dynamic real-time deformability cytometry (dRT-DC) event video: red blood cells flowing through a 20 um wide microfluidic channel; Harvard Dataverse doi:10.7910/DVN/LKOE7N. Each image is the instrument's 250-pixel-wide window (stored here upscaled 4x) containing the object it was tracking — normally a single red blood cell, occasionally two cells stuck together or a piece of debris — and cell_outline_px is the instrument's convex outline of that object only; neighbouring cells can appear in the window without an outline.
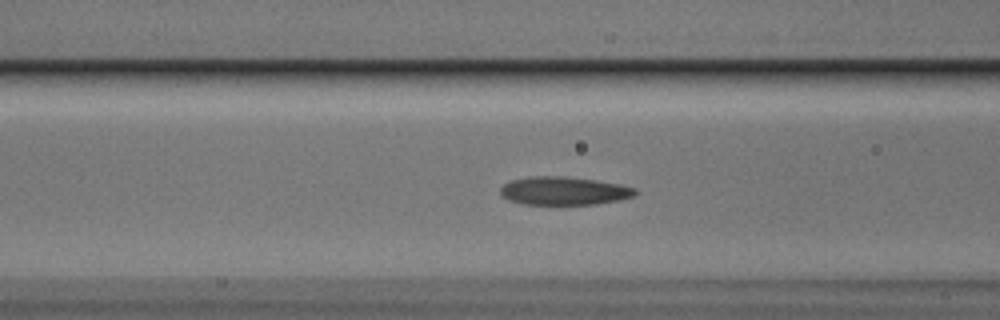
{"species": "Egyptian fruit bat (a non-hibernating species)", "species_latin": "Rousettus aegyptiacus", "temperature_condition": "cold", "stored_images_in_passage": 55, "camera_frame_rate_fps": 3000, "um_per_image_px": 0.085, "animal": {"sex": "male"}, "frame": {"image": 1, "passage_image": 21, "time_ms": 6.667, "image_size_px": [1000, 320], "cell_outline_px": [[640, 192], [636, 196], [620, 200], [596, 204], [524, 204], [508, 200], [500, 196], [500, 188], [504, 184], [512, 180], [532, 176], [560, 176], [596, 180], [620, 184], [636, 188]], "centroid_in_image_um": [47.97, 16.23], "position_along_channel_um": 118.6, "area_um2": 22.37}}
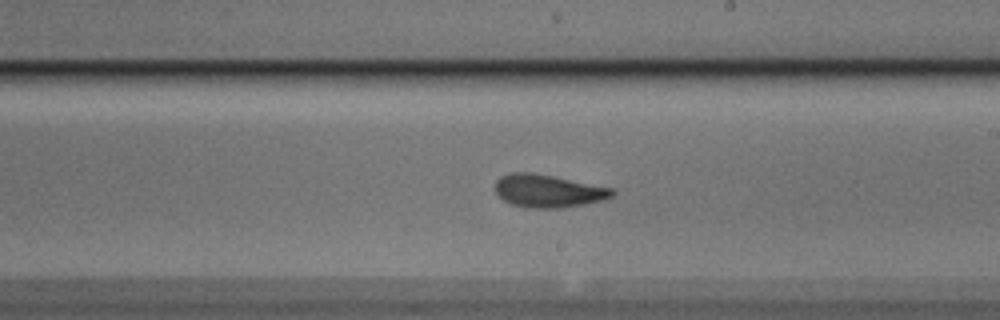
{"frame": {"image": 2, "passage_image": 31, "time_ms": 10.0, "image_size_px": [1000, 320], "cell_outline_px": [[616, 192], [612, 196], [604, 200], [584, 204], [560, 208], [528, 208], [512, 204], [504, 200], [496, 192], [496, 180], [500, 176], [512, 172], [532, 172], [612, 188]], "centroid_in_image_um": [46.59, 16.23], "position_along_channel_um": 242.4, "area_um2": 22.25}}
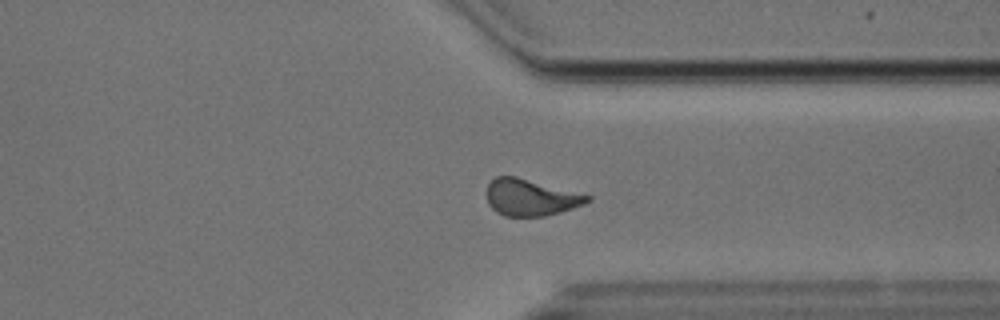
{"frame": {"image": 3, "passage_image": 41, "time_ms": 13.333, "image_size_px": [1000, 320], "cell_outline_px": [[592, 200], [584, 204], [560, 212], [544, 216], [504, 216], [496, 212], [488, 204], [488, 184], [496, 176], [516, 176], [592, 196]], "centroid_in_image_um": [45.11, 16.78], "position_along_channel_um": 366.3, "area_um2": 21.33}, "authors_computed_cell_mechanics": {"area_um2": 21.7906, "velocity_mm_per_s": 3.7202, "shape_relaxation_time_tau1_ms": 3.7292, "shape_relaxation_time_tau2_ms": 2.042, "deformation_change_tau1": 0.1715, "deformation_change_tau2": 0.0998}}